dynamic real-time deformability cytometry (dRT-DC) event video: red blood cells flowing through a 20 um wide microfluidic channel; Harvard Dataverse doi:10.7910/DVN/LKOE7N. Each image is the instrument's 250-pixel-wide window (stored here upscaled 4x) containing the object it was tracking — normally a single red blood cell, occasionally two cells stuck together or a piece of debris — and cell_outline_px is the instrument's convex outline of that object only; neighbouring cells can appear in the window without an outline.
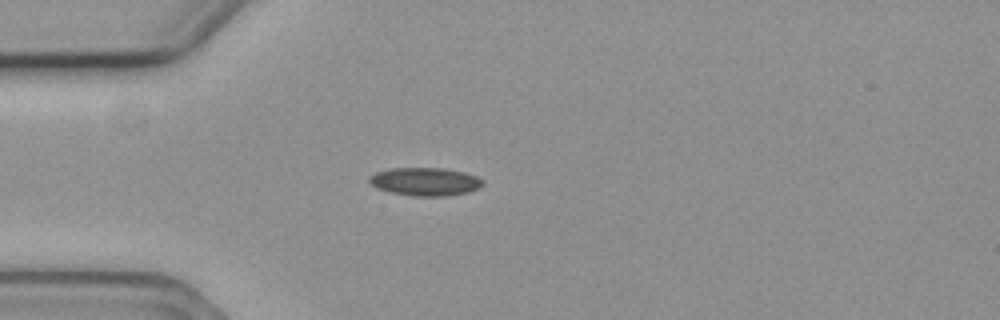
{"species": "common noctule bat (a hibernating species)", "species_latin": "Nyctalus noctula", "temperature_condition": "cold", "stored_images_in_passage": 2, "camera_frame_rate_fps": 3000, "um_per_image_px": 0.085, "animal": {"sex": "female", "body_mass_g": 19.3, "forearm_length_mm": 54.1}, "frame": {"image": 1, "passage_image": 2, "time_ms": 0.333, "image_size_px": [1000, 320], "cell_outline_px": [[484, 184], [480, 188], [468, 192], [448, 196], [412, 196], [388, 192], [376, 188], [368, 180], [368, 176], [376, 172], [392, 168], [444, 168], [464, 172], [476, 176], [484, 180]], "centroid_in_image_um": [36.14, 15.44], "position_along_channel_um": 48.9, "area_um2": 18.84}}